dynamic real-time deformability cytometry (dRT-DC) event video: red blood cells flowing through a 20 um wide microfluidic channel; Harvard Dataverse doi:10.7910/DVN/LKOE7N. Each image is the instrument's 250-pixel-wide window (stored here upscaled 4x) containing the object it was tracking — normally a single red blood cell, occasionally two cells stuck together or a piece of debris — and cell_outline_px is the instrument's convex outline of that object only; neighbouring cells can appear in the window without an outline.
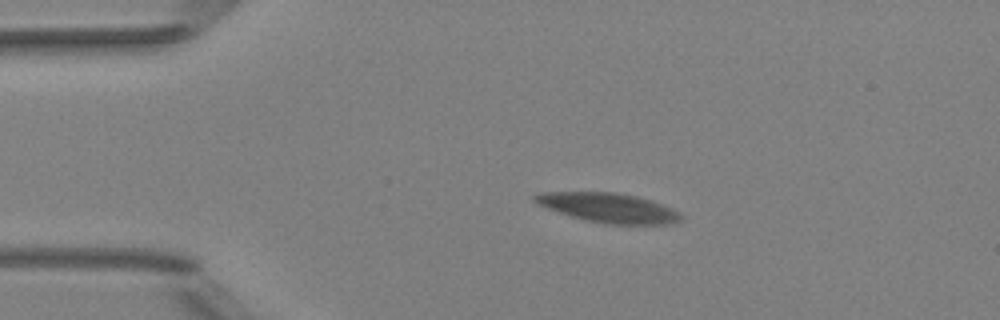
{"species": "Egyptian fruit bat (a non-hibernating species)", "species_latin": "Rousettus aegyptiacus", "temperature_condition": "room temperature", "stored_images_in_passage": 50, "segment_of_instrument_passage": [1, 2], "camera_frame_rate_fps": 3000, "um_per_image_px": 0.085, "animal": {"sex": "female"}, "frame": {"image": 1, "passage_image": 1, "time_ms": 0.0, "image_size_px": [1000, 320], "cell_outline_px": [[684, 216], [680, 220], [664, 224], [608, 224], [588, 220], [572, 216], [536, 204], [532, 200], [532, 196], [540, 192], [616, 192], [636, 196], [652, 200], [672, 208], [680, 212]], "centroid_in_image_um": [51.72, 17.64], "position_along_channel_um": 33.3, "area_um2": 24.97}}
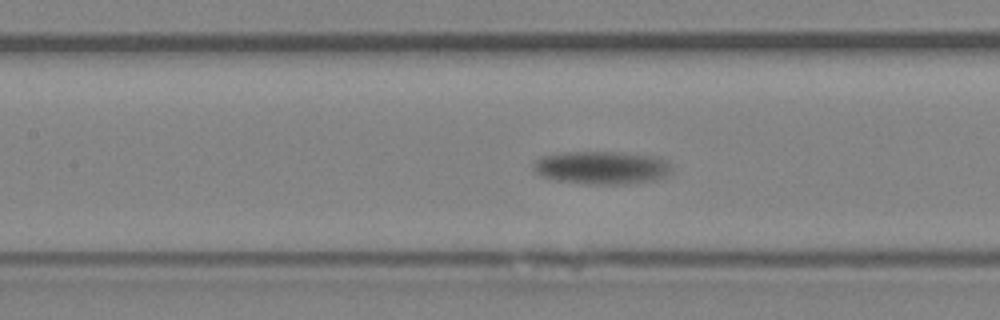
{"frame": {"image": 2, "passage_image": 16, "time_ms": 5.0, "image_size_px": [1000, 320], "cell_outline_px": [[672, 172], [668, 176], [656, 180], [624, 184], [584, 184], [552, 180], [540, 176], [532, 168], [532, 164], [540, 156], [568, 152], [616, 152], [652, 156], [668, 160], [672, 168]], "centroid_in_image_um": [51.14, 14.26], "position_along_channel_um": 156.3, "area_um2": 26.99}}
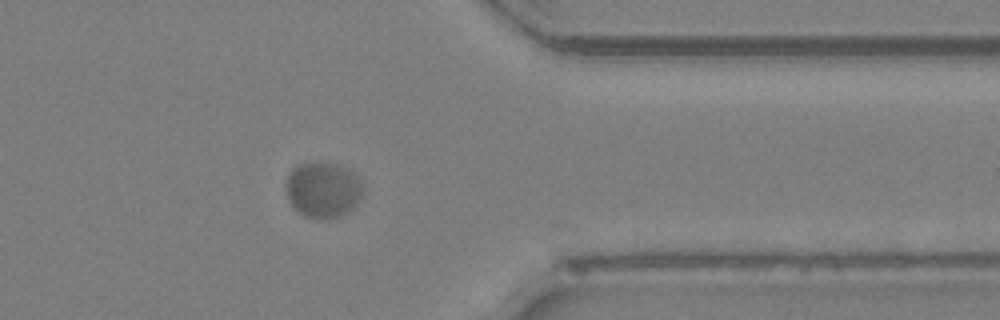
{"frame": {"image": 3, "passage_image": 37, "time_ms": 12.0, "image_size_px": [1000, 320], "cell_outline_px": [[360, 196], [356, 204], [348, 212], [340, 216], [328, 220], [320, 220], [304, 216], [288, 200], [284, 184], [288, 172], [296, 164], [316, 160], [336, 164], [348, 168], [360, 180]], "centroid_in_image_um": [27.38, 16.11], "position_along_channel_um": 384.0, "area_um2": 25.43}}